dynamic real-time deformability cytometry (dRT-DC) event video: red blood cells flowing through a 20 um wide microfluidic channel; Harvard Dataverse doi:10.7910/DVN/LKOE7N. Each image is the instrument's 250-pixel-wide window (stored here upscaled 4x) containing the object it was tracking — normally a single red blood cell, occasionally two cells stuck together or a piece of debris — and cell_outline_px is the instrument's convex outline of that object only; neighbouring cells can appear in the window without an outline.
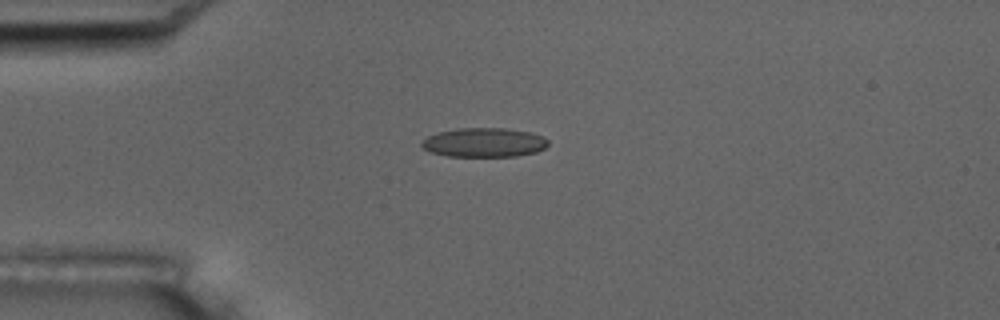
{"species": "common noctule bat (a hibernating species)", "species_latin": "Nyctalus noctula", "temperature_condition": "room temperature", "stored_images_in_passage": 3, "camera_frame_rate_fps": 3000, "um_per_image_px": 0.085, "animal": {"sex": "male", "body_mass_g": 17.5, "forearm_length_mm": 52.3}, "frame": {"image": 1, "passage_image": 1, "time_ms": 0.0, "image_size_px": [1000, 320], "cell_outline_px": [[548, 144], [544, 148], [536, 152], [516, 156], [448, 156], [432, 152], [424, 148], [420, 144], [428, 136], [436, 132], [456, 128], [504, 128], [532, 132], [544, 136], [548, 140]], "centroid_in_image_um": [41.17, 12.1], "position_along_channel_um": 43.8, "area_um2": 21.56}}